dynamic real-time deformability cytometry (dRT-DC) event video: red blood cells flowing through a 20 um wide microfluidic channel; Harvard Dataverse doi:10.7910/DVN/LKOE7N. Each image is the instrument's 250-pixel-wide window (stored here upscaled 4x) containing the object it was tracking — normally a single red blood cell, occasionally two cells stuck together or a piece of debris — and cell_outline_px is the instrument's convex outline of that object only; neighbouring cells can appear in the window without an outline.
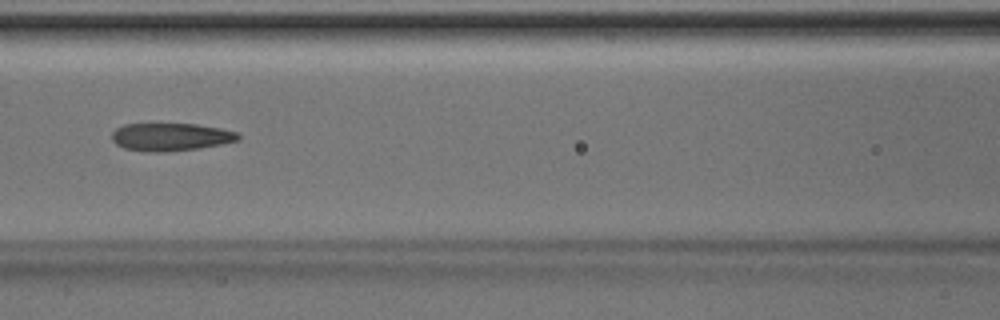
{"species": "Egyptian fruit bat (a non-hibernating species)", "species_latin": "Rousettus aegyptiacus", "temperature_condition": "room temperature", "stored_images_in_passage": 39, "camera_frame_rate_fps": 3000, "um_per_image_px": 0.085, "animal": {"sex": "male"}, "frame": {"image": 1, "passage_image": 12, "time_ms": 3.667, "image_size_px": [1000, 320], "cell_outline_px": [[240, 140], [200, 148], [160, 152], [148, 152], [124, 148], [116, 144], [112, 140], [112, 132], [116, 128], [124, 124], [196, 124], [220, 128], [240, 132]], "centroid_in_image_um": [14.52, 11.63], "position_along_channel_um": 152.1, "area_um2": 20.52}, "authors_computed_cell_mechanics": {"area_um2": 20.519, "velocity_mm_per_s": 4.2185, "shape_relaxation_time_tau1_ms": 4.4535, "shape_relaxation_time_tau2_ms": 1.8093, "deformation_change_tau1": 0.1908, "deformation_change_tau2": 0.1187}}